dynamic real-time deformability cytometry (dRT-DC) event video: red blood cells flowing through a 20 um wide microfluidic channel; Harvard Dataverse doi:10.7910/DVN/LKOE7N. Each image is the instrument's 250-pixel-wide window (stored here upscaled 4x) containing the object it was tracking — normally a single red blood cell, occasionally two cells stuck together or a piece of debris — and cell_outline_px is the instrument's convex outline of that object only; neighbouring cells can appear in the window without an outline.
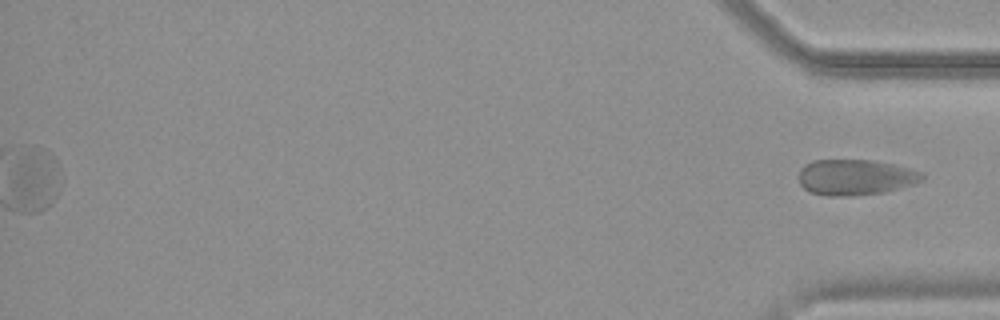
{"species": "common noctule bat (a hibernating species)", "species_latin": "Nyctalus noctula", "temperature_condition": "warm", "stored_images_in_passage": 52, "segment_of_instrument_passage": [2, 2], "camera_frame_rate_fps": 3000, "um_per_image_px": 0.085, "animal": {"sex": "female", "body_mass_g": 19.9}, "frame": {"image": 1, "passage_image": 52, "time_ms": 17.0, "image_size_px": [1000, 320], "cell_outline_px": [[924, 180], [912, 184], [880, 192], [856, 196], [824, 196], [808, 192], [800, 184], [800, 168], [804, 164], [812, 160], [872, 160], [892, 164], [908, 168], [920, 172], [924, 176]], "centroid_in_image_um": [72.65, 15.07], "position_along_channel_um": 362.6, "area_um2": 25.61}}